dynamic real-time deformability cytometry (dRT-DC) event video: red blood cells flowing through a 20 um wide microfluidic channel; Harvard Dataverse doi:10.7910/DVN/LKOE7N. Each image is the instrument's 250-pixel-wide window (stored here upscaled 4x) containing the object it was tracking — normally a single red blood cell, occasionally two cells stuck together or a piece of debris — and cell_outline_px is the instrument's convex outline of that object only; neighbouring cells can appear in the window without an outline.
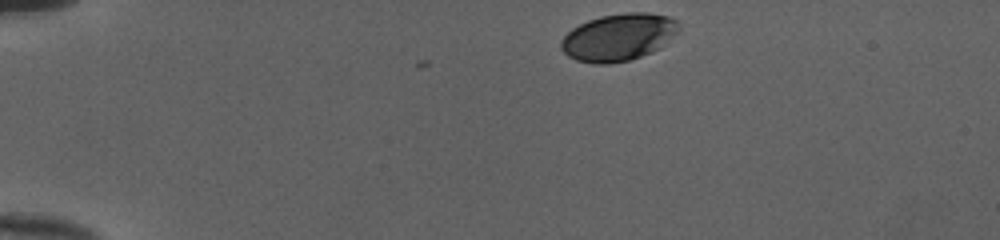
{"species": "human", "species_latin": "Homo sapiens", "temperature_condition": "cold", "stored_images_in_passage": 36, "camera_frame_rate_fps": 3000, "um_per_image_px": 0.085, "donor": {"sex": "female"}, "frame": {"image": 1, "passage_image": 1, "time_ms": 0.0, "image_size_px": [1000, 240], "cell_outline_px": [[680, 32], [660, 48], [652, 52], [628, 60], [608, 64], [592, 64], [576, 60], [568, 56], [560, 48], [560, 40], [572, 28], [588, 20], [600, 16], [624, 12], [648, 12], [668, 16], [680, 20]], "centroid_in_image_um": [52.61, 3.15], "position_along_channel_um": 32.4, "area_um2": 32.89}}
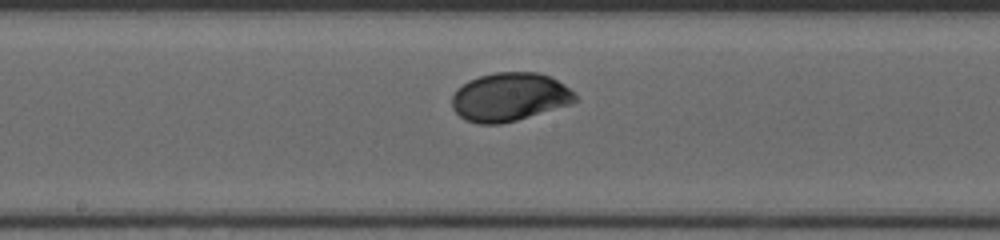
{"frame": {"image": 2, "passage_image": 20, "time_ms": 6.333, "image_size_px": [1000, 240], "cell_outline_px": [[576, 100], [572, 104], [516, 120], [500, 124], [476, 124], [464, 120], [452, 108], [452, 96], [456, 88], [468, 80], [480, 76], [496, 72], [536, 72], [548, 76], [564, 84], [576, 92]], "centroid_in_image_um": [43.3, 8.25], "position_along_channel_um": 204.9, "area_um2": 34.97}}
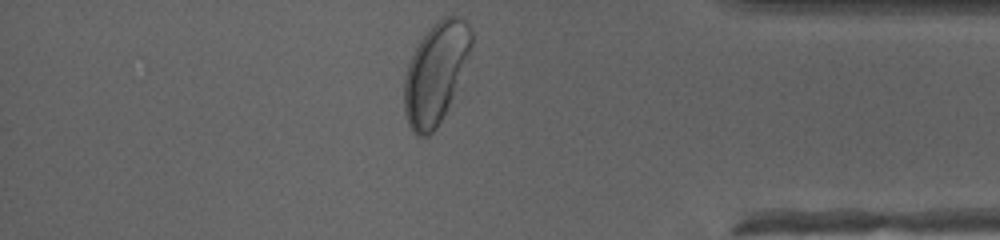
{"frame": {"image": 3, "passage_image": 36, "time_ms": 11.667, "image_size_px": [1000, 240], "cell_outline_px": [[472, 44], [448, 108], [436, 128], [428, 136], [416, 136], [412, 132], [408, 124], [404, 112], [404, 76], [408, 64], [420, 40], [432, 24], [444, 16], [456, 16], [464, 20], [468, 24], [472, 32]], "centroid_in_image_um": [37.0, 6.22], "position_along_channel_um": 398.2, "area_um2": 38.9}, "authors_computed_cell_mechanics": {"area_um2": 34.1887, "velocity_mm_per_s": 3.9831, "shape_relaxation_time_tau1_ms": 2.0422, "shape_relaxation_time_tau2_ms": null, "deformation_change_tau1": 0.1198, "deformation_change_tau2": null}}